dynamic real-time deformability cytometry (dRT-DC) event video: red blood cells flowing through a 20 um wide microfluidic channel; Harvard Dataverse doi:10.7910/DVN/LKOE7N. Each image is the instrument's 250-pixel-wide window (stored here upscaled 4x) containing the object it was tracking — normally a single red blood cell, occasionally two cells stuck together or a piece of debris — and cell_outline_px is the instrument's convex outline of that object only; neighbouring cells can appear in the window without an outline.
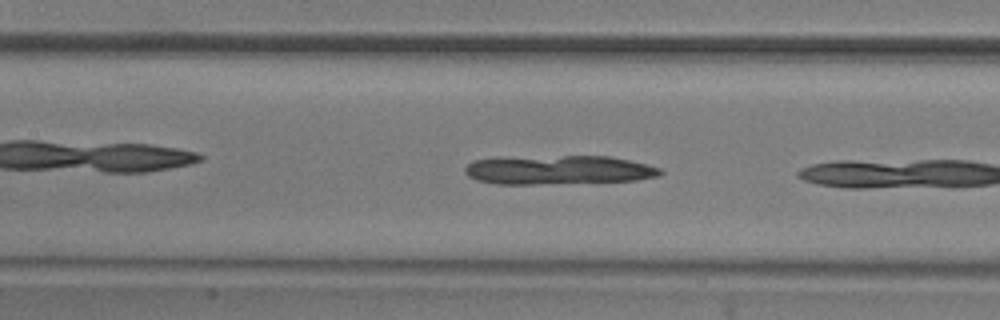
{"species": "common noctule bat (a hibernating species)", "species_latin": "Nyctalus noctula", "temperature_condition": "room temperature", "stored_images_in_passage": 8, "camera_frame_rate_fps": 3000, "um_per_image_px": 0.085, "animal": {"sex": "male", "body_mass_g": 20.5, "forearm_length_mm": 52.5}, "frame": {"image": 1, "passage_image": 7, "time_ms": 2.0, "image_size_px": [1000, 320], "cell_outline_px": [[664, 172], [660, 176], [636, 180], [532, 184], [496, 184], [476, 180], [468, 176], [464, 172], [464, 168], [468, 164], [476, 160], [564, 156], [608, 156], [628, 160], [660, 168]], "centroid_in_image_um": [47.51, 14.46], "position_along_channel_um": 159.9, "area_um2": 32.25}}